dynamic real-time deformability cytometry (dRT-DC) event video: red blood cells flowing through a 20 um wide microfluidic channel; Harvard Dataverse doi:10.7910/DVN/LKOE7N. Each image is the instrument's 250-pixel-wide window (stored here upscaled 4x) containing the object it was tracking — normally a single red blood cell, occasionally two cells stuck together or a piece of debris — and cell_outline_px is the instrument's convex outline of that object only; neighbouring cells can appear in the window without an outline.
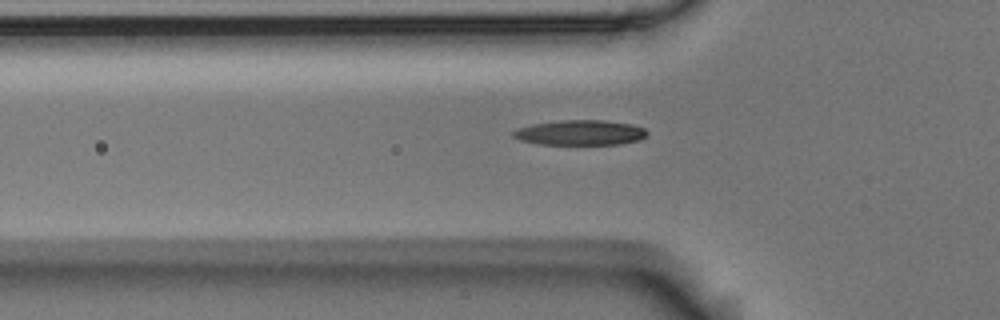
{"species": "Egyptian fruit bat (a non-hibernating species)", "species_latin": "Rousettus aegyptiacus", "temperature_condition": "room temperature", "stored_images_in_passage": 43, "camera_frame_rate_fps": 3000, "um_per_image_px": 0.085, "animal": {"sex": "male"}, "frame": {"image": 1, "passage_image": 7, "time_ms": 2.0, "image_size_px": [1000, 320], "cell_outline_px": [[648, 132], [640, 140], [620, 144], [540, 144], [520, 140], [512, 136], [512, 132], [516, 128], [532, 124], [560, 120], [604, 120], [632, 124], [644, 128]], "centroid_in_image_um": [49.3, 11.27], "position_along_channel_um": 76.5, "area_um2": 19.59}}
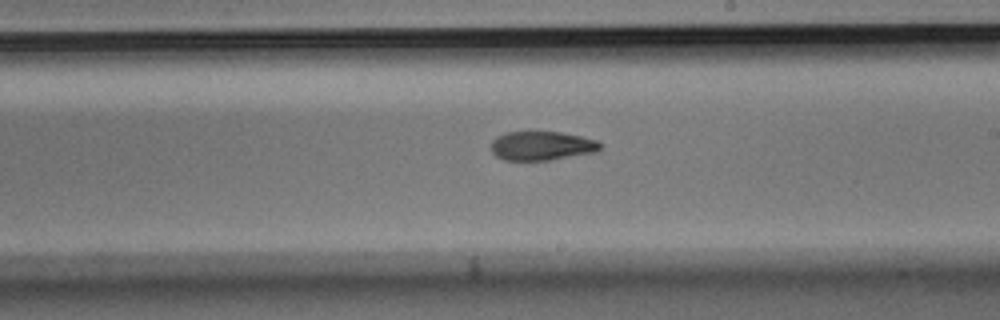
{"frame": {"image": 2, "passage_image": 21, "time_ms": 6.667, "image_size_px": [1000, 320], "cell_outline_px": [[600, 148], [596, 152], [548, 160], [504, 160], [496, 156], [492, 152], [492, 140], [496, 136], [504, 132], [560, 132], [580, 136], [596, 140], [600, 144]], "centroid_in_image_um": [46.01, 12.39], "position_along_channel_um": 243.0, "area_um2": 18.32}}
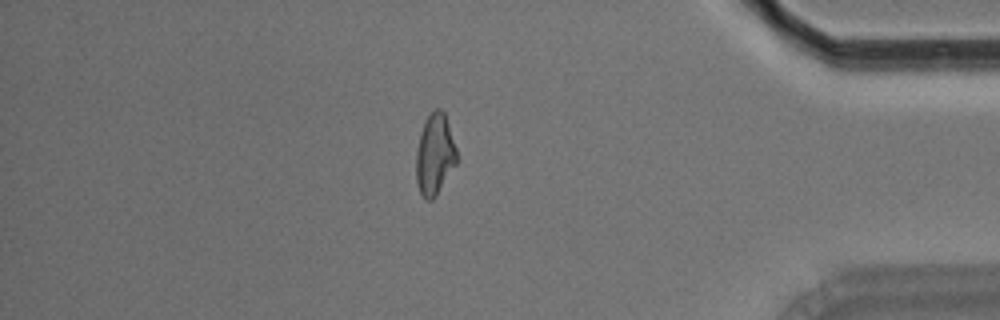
{"frame": {"image": 3, "passage_image": 37, "time_ms": 12.0, "image_size_px": [1000, 320], "cell_outline_px": [[456, 164], [436, 196], [432, 200], [424, 200], [420, 192], [416, 180], [416, 152], [420, 132], [424, 120], [432, 108], [440, 108], [444, 112], [456, 148]], "centroid_in_image_um": [36.93, 13.11], "position_along_channel_um": 398.3, "area_um2": 19.31}, "authors_computed_cell_mechanics": {"area_um2": 19.1318, "velocity_mm_per_s": 3.5464, "shape_relaxation_time_tau1_ms": 8.2309, "shape_relaxation_time_tau2_ms": 6.6645, "deformation_change_tau1": 0.2234, "deformation_change_tau2": 0.1274}}